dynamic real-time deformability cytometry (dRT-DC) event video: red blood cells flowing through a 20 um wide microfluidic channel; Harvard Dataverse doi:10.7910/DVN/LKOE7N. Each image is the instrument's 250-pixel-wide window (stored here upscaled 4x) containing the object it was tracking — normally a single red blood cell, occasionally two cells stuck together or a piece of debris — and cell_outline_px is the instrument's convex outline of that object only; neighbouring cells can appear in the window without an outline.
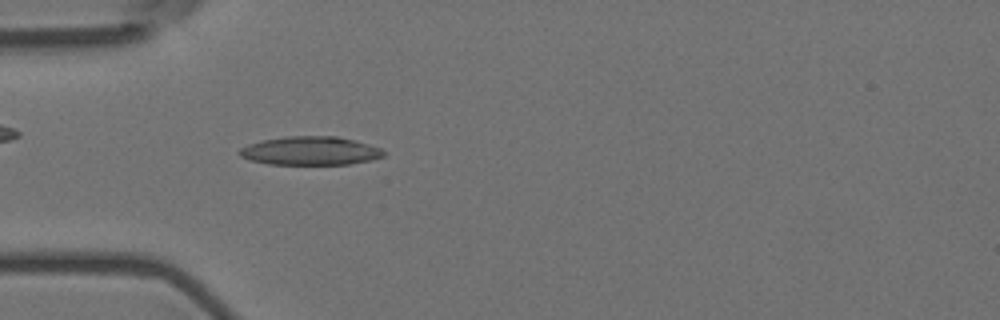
{"species": "Egyptian fruit bat (a non-hibernating species)", "species_latin": "Rousettus aegyptiacus", "temperature_condition": "room temperature", "stored_images_in_passage": 51, "camera_frame_rate_fps": 3000, "um_per_image_px": 0.085, "animal": {"sex": "female"}, "frame": {"image": 1, "passage_image": 13, "time_ms": 4.0, "image_size_px": [1000, 320], "cell_outline_px": [[384, 156], [372, 160], [348, 164], [268, 164], [248, 160], [240, 156], [236, 152], [240, 148], [248, 144], [264, 140], [288, 136], [336, 136], [368, 144], [380, 148], [384, 152]], "centroid_in_image_um": [26.33, 12.82], "position_along_channel_um": 58.7, "area_um2": 23.93}}
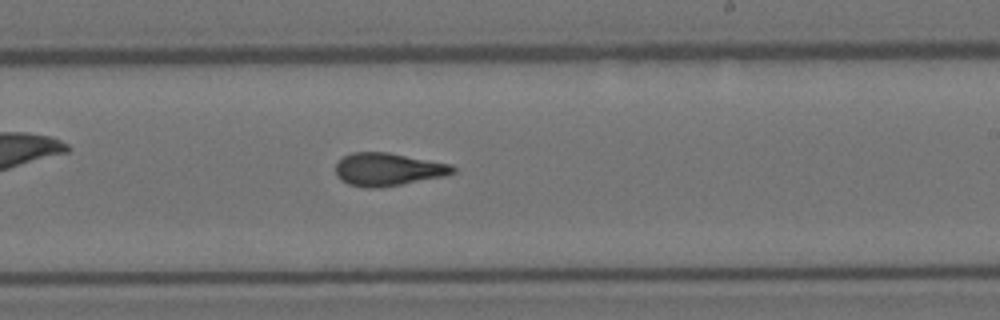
{"frame": {"image": 2, "passage_image": 29, "time_ms": 9.333, "image_size_px": [1000, 320], "cell_outline_px": [[456, 172], [444, 176], [380, 188], [364, 188], [348, 184], [340, 180], [336, 176], [336, 164], [344, 156], [352, 152], [388, 152], [452, 164], [456, 168]], "centroid_in_image_um": [32.97, 14.4], "position_along_channel_um": 256.0, "area_um2": 22.6}}
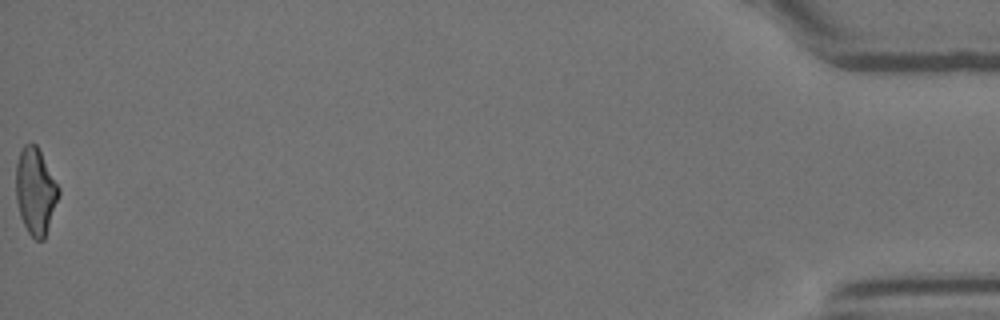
{"frame": {"image": 3, "passage_image": 51, "time_ms": 16.667, "image_size_px": [1000, 320], "cell_outline_px": [[60, 192], [44, 240], [36, 240], [28, 232], [20, 216], [16, 200], [16, 164], [20, 152], [24, 144], [36, 144], [60, 188]], "centroid_in_image_um": [3.01, 16.26], "position_along_channel_um": 432.2, "area_um2": 21.33}, "authors_computed_cell_mechanics": {"area_um2": 22.253, "velocity_mm_per_s": 3.7555, "shape_relaxation_time_tau1_ms": 8.9872, "shape_relaxation_time_tau2_ms": 2.0683, "deformation_change_tau1": 0.2359, "deformation_change_tau2": 0.1023}}